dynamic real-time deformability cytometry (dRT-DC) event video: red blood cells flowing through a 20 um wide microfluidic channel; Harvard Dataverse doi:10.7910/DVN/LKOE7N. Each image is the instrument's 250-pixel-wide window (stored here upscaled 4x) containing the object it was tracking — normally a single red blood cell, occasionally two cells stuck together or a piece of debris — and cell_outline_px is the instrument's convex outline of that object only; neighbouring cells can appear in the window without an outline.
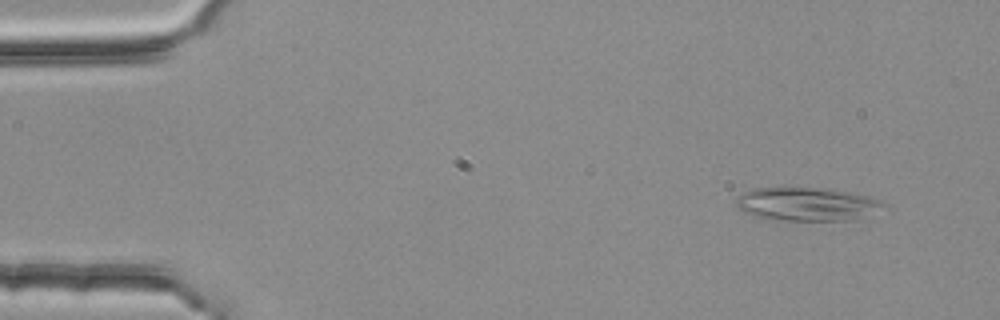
{"species": "common noctule bat (a hibernating species)", "species_latin": "Nyctalus noctula", "temperature_condition": "room temperature", "stored_images_in_passage": 6, "camera_frame_rate_fps": 3000, "um_per_image_px": 0.085, "animal": {"sex": "female", "body_mass_g": 25.1}, "frame": {"image": 1, "passage_image": 2, "time_ms": 0.333, "image_size_px": [1000, 320], "cell_outline_px": [[888, 204], [848, 220], [764, 220], [744, 212], [736, 204], [736, 196], [740, 192], [752, 188], [828, 188], [868, 196], [884, 200]], "centroid_in_image_um": [68.46, 17.33], "position_along_channel_um": 16.5, "area_um2": 28.5}}
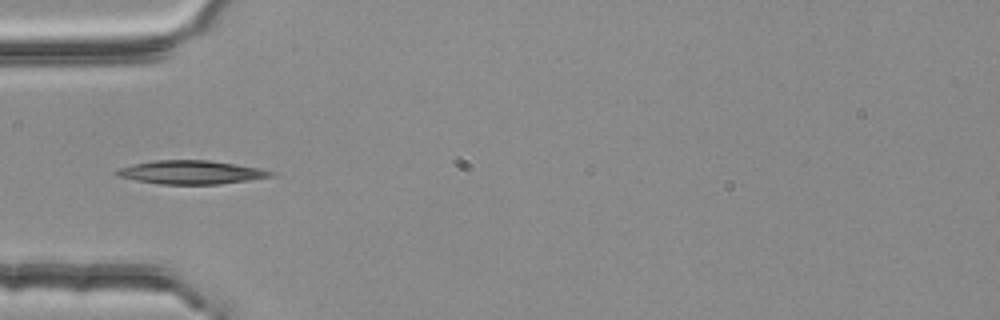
{"frame": {"image": 2, "passage_image": 5, "time_ms": 1.333, "image_size_px": [1000, 320], "cell_outline_px": [[272, 176], [248, 180], [220, 184], [160, 184], [136, 180], [116, 176], [112, 172], [116, 168], [132, 164], [156, 160], [208, 160], [260, 168], [272, 172]], "centroid_in_image_um": [16.14, 14.64], "position_along_channel_um": 68.9, "area_um2": 21.1}}
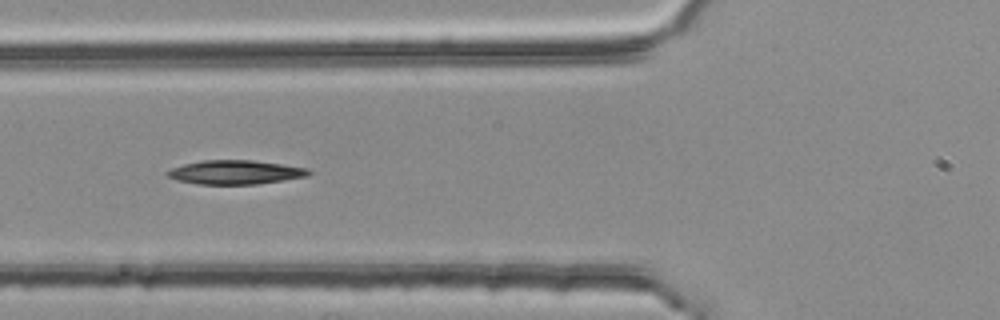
{"frame": {"image": 3, "passage_image": 6, "time_ms": 1.667, "image_size_px": [1000, 320], "cell_outline_px": [[312, 172], [308, 176], [256, 184], [200, 184], [180, 180], [168, 176], [164, 172], [172, 168], [184, 164], [204, 160], [252, 160], [308, 168]], "centroid_in_image_um": [20.02, 14.63], "position_along_channel_um": 105.8, "area_um2": 19.48}}